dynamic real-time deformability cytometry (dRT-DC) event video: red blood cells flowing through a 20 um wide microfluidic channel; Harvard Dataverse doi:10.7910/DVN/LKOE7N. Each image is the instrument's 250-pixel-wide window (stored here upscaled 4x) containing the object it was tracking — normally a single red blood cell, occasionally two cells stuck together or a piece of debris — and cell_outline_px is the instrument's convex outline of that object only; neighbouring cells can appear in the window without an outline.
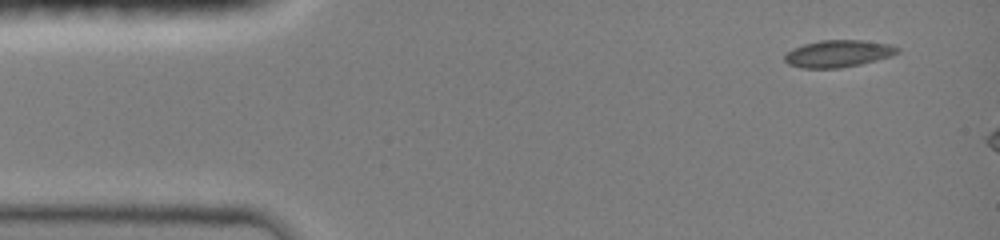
{"species": "common noctule bat (a hibernating species)", "species_latin": "Nyctalus noctula", "temperature_condition": "room temperature", "stored_images_in_passage": 3, "camera_frame_rate_fps": 3000, "um_per_image_px": 0.085, "animal": {"sex": "female", "body_mass_g": 19.0, "forearm_length_mm": 51.5}, "frame": {"image": 1, "passage_image": 1, "time_ms": 0.0, "image_size_px": [1000, 240], "cell_outline_px": [[900, 52], [876, 60], [860, 64], [840, 68], [804, 68], [788, 64], [784, 60], [784, 56], [788, 52], [804, 44], [820, 40], [860, 40], [888, 44], [900, 48]], "centroid_in_image_um": [71.24, 4.56], "position_along_channel_um": 13.8, "area_um2": 17.51}}